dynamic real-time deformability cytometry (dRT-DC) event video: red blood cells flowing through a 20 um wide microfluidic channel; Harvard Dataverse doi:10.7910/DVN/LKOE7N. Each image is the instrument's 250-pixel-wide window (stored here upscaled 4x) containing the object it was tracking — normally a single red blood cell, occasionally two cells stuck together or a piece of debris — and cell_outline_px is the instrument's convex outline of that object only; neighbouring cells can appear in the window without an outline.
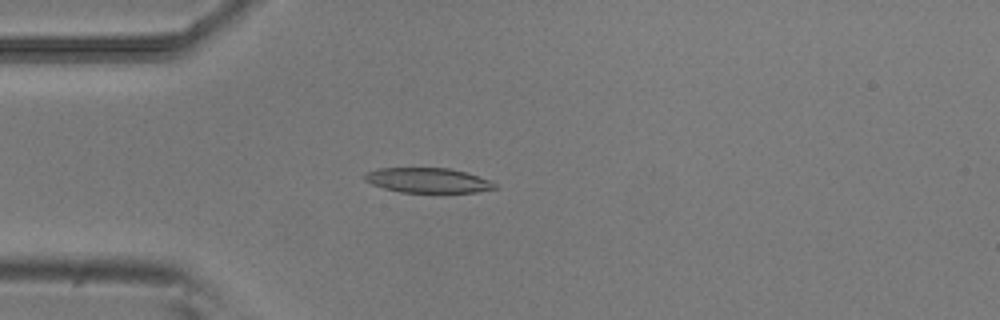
{"species": "common noctule bat (a hibernating species)", "species_latin": "Nyctalus noctula", "temperature_condition": "room temperature", "stored_images_in_passage": 52, "camera_frame_rate_fps": 3000, "um_per_image_px": 0.085, "animal": {"sex": "male", "body_mass_g": 20.5, "forearm_length_mm": 52.5}, "frame": {"image": 1, "passage_image": 13, "time_ms": 4.0, "image_size_px": [1000, 320], "cell_outline_px": [[500, 188], [476, 192], [400, 192], [384, 188], [372, 184], [364, 180], [364, 172], [380, 168], [448, 168], [468, 172], [488, 180], [496, 184]], "centroid_in_image_um": [36.37, 15.32], "position_along_channel_um": 48.6, "area_um2": 18.9}}
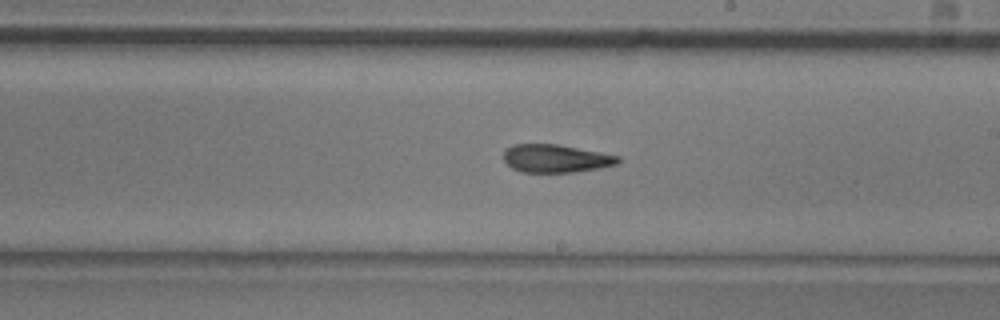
{"frame": {"image": 2, "passage_image": 29, "time_ms": 9.333, "image_size_px": [1000, 320], "cell_outline_px": [[620, 160], [616, 164], [600, 168], [576, 172], [520, 172], [512, 168], [504, 160], [504, 152], [512, 144], [556, 144], [620, 156]], "centroid_in_image_um": [47.23, 13.48], "position_along_channel_um": 241.8, "area_um2": 18.55}}
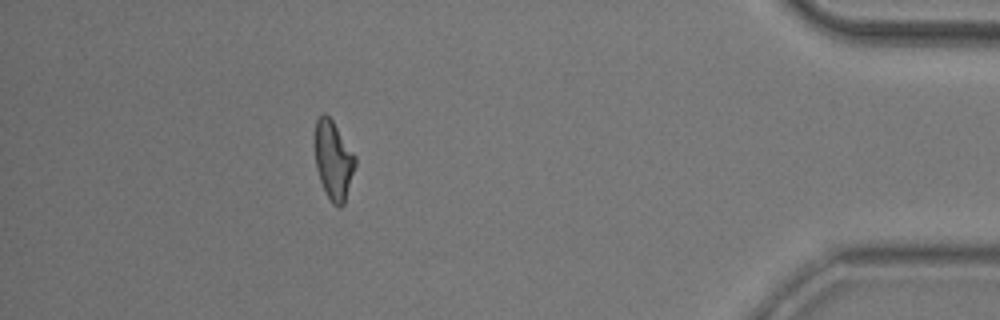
{"frame": {"image": 3, "passage_image": 46, "time_ms": 15.0, "image_size_px": [1000, 320], "cell_outline_px": [[356, 164], [344, 204], [340, 208], [336, 208], [332, 204], [320, 180], [316, 168], [316, 120], [324, 112], [332, 120], [356, 156]], "centroid_in_image_um": [28.36, 13.65], "position_along_channel_um": 406.8, "area_um2": 18.21}, "authors_computed_cell_mechanics": {"area_um2": 19.4208, "velocity_mm_per_s": 3.8235, "shape_relaxation_time_tau1_ms": 5.4818, "shape_relaxation_time_tau2_ms": 4.0727, "deformation_change_tau1": 0.1659, "deformation_change_tau2": 0.1411}}